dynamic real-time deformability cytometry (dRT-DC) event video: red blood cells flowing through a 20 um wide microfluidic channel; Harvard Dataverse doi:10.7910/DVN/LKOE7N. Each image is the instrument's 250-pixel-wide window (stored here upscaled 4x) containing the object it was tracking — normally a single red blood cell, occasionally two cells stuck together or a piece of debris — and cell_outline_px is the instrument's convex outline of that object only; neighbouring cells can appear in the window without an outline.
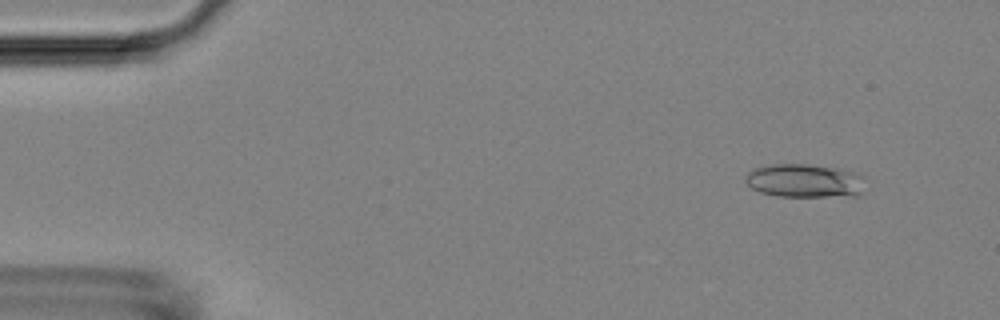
{"species": "Egyptian fruit bat (a non-hibernating species)", "species_latin": "Rousettus aegyptiacus", "temperature_condition": "room temperature", "stored_images_in_passage": 52, "camera_frame_rate_fps": 3000, "um_per_image_px": 0.085, "animal": {"sex": "female"}, "frame": {"image": 1, "passage_image": 5, "time_ms": 1.333, "image_size_px": [1000, 320], "cell_outline_px": [[864, 192], [860, 196], [776, 196], [760, 192], [752, 188], [744, 180], [744, 176], [748, 172], [756, 168], [772, 164], [808, 164], [840, 168], [864, 176]], "centroid_in_image_um": [68.43, 15.37], "position_along_channel_um": 16.6, "area_um2": 23.7}}
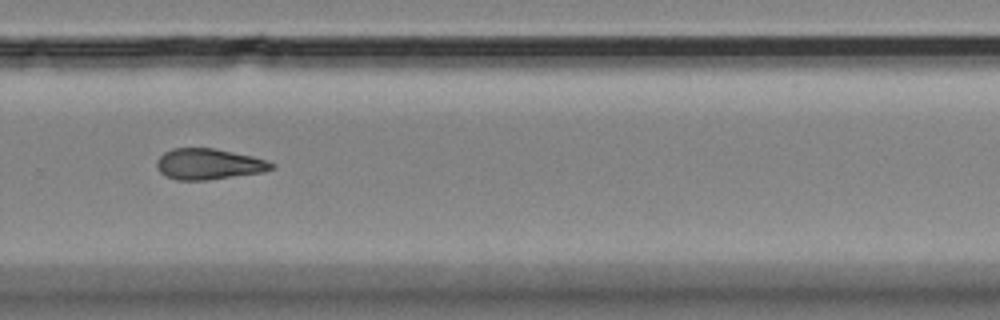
{"frame": {"image": 2, "passage_image": 36, "time_ms": 11.667, "image_size_px": [1000, 320], "cell_outline_px": [[276, 168], [264, 172], [208, 180], [176, 180], [164, 176], [156, 168], [156, 160], [164, 152], [172, 148], [216, 148], [252, 156], [276, 164]], "centroid_in_image_um": [17.73, 13.95], "position_along_channel_um": 312.1, "area_um2": 20.92}}
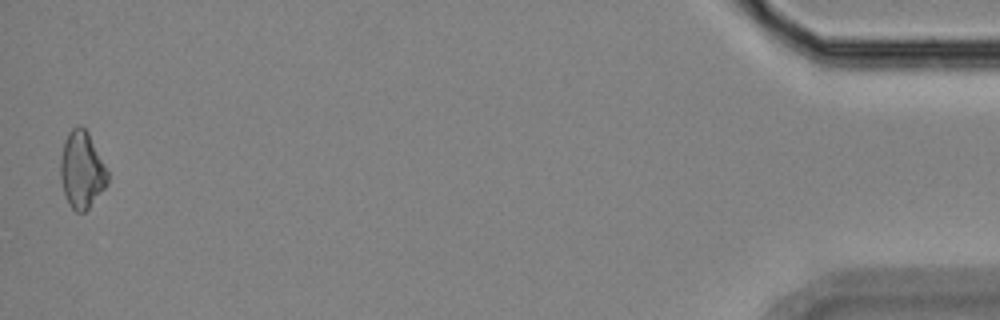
{"frame": {"image": 3, "passage_image": 52, "time_ms": 17.0, "image_size_px": [1000, 320], "cell_outline_px": [[108, 184], [88, 208], [84, 212], [76, 212], [68, 204], [64, 192], [60, 176], [60, 160], [64, 140], [68, 132], [72, 128], [80, 124], [88, 132], [108, 172]], "centroid_in_image_um": [6.94, 14.44], "position_along_channel_um": 428.3, "area_um2": 21.04}, "authors_computed_cell_mechanics": {"area_um2": 20.9236, "velocity_mm_per_s": 3.809, "shape_relaxation_time_tau1_ms": null, "shape_relaxation_time_tau2_ms": 5.2135, "deformation_change_tau1": null, "deformation_change_tau2": 0.1554}}